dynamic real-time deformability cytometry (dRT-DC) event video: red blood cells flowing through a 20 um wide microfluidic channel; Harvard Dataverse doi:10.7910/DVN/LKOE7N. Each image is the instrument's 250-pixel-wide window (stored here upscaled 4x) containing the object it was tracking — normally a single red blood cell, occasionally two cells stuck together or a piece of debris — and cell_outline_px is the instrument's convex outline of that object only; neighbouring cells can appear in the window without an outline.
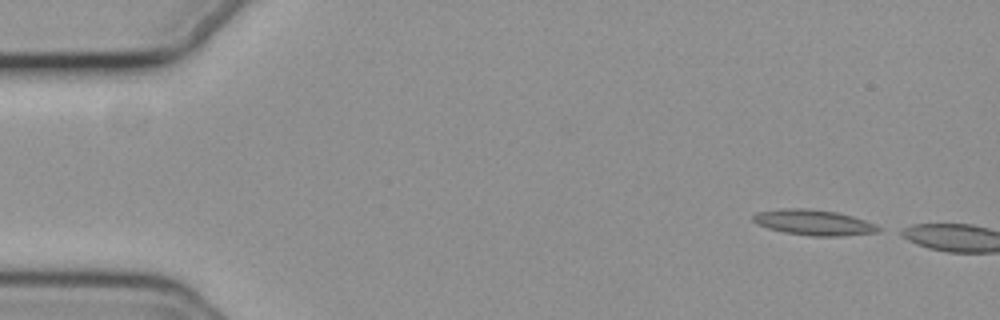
{"species": "common noctule bat (a hibernating species)", "species_latin": "Nyctalus noctula", "temperature_condition": "cold", "stored_images_in_passage": 3, "camera_frame_rate_fps": 3000, "um_per_image_px": 0.085, "animal": {"sex": "female", "body_mass_g": 19.3, "forearm_length_mm": 54.1}, "frame": {"image": 1, "passage_image": 1, "time_ms": 0.0, "image_size_px": [1000, 320], "cell_outline_px": [[880, 232], [840, 236], [808, 236], [784, 232], [768, 228], [752, 220], [752, 216], [756, 212], [780, 208], [808, 208], [836, 212], [852, 216], [876, 224], [880, 228]], "centroid_in_image_um": [69.16, 18.9], "position_along_channel_um": 15.8, "area_um2": 18.67}}